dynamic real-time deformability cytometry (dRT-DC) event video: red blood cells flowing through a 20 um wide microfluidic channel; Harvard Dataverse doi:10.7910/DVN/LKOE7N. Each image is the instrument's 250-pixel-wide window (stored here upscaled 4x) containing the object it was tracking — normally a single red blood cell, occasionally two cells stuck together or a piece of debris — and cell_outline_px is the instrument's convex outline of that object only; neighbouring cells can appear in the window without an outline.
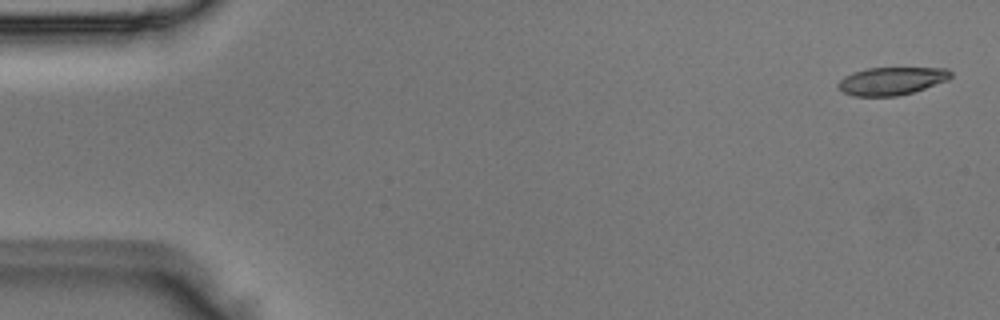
{"species": "Egyptian fruit bat (a non-hibernating species)", "species_latin": "Rousettus aegyptiacus", "temperature_condition": "room temperature", "stored_images_in_passage": 4, "camera_frame_rate_fps": 3000, "um_per_image_px": 0.085, "animal": {"sex": "male"}, "frame": {"image": 1, "passage_image": 1, "time_ms": 0.0, "image_size_px": [1000, 320], "cell_outline_px": [[952, 76], [948, 80], [912, 92], [896, 96], [852, 96], [844, 92], [836, 84], [844, 76], [852, 72], [868, 68], [948, 68], [952, 72]], "centroid_in_image_um": [75.78, 6.87], "position_along_channel_um": 9.2, "area_um2": 18.21}}